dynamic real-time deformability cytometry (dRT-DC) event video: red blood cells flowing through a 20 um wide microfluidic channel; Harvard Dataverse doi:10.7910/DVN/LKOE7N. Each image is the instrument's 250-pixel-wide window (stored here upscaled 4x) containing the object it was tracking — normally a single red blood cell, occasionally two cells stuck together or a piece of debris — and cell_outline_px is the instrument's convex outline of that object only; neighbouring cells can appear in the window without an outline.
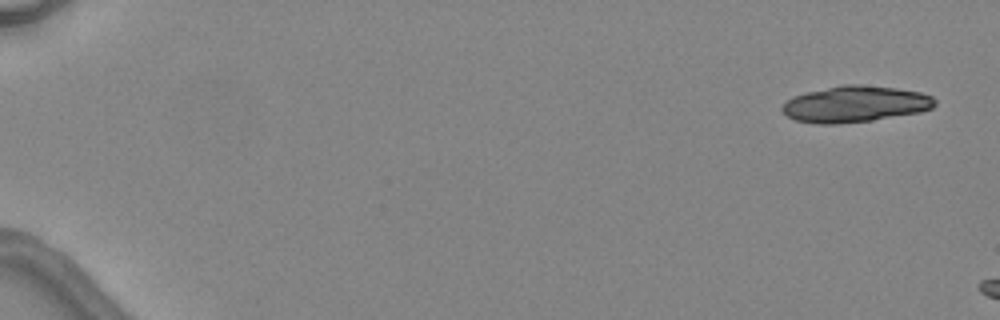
{"species": "common noctule bat (a hibernating species)", "species_latin": "Nyctalus noctula", "temperature_condition": "warm", "stored_images_in_passage": 2, "camera_frame_rate_fps": 3000, "um_per_image_px": 0.085, "animal": {"sex": "female", "body_mass_g": 24.6, "forearm_length_mm": 56.2}, "frame": {"image": 1, "passage_image": 1, "time_ms": 0.0, "image_size_px": [1000, 320], "cell_outline_px": [[936, 104], [932, 108], [920, 112], [872, 120], [836, 124], [820, 124], [796, 120], [788, 116], [780, 108], [792, 96], [840, 84], [860, 84], [896, 88], [920, 92], [932, 96], [936, 100]], "centroid_in_image_um": [72.7, 8.84], "position_along_channel_um": 12.3, "area_um2": 32.19}}